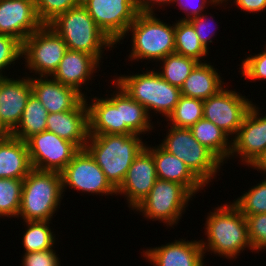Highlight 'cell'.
Returning <instances> with one entry per match:
<instances>
[{
    "label": "cell",
    "mask_w": 266,
    "mask_h": 266,
    "mask_svg": "<svg viewBox=\"0 0 266 266\" xmlns=\"http://www.w3.org/2000/svg\"><path fill=\"white\" fill-rule=\"evenodd\" d=\"M213 1V3L217 6H219L220 4H221V6H222V3H226V4H228V1L231 3V1L232 0H212ZM225 1V2H224ZM234 1V0H233Z\"/></svg>",
    "instance_id": "cell-45"
},
{
    "label": "cell",
    "mask_w": 266,
    "mask_h": 266,
    "mask_svg": "<svg viewBox=\"0 0 266 266\" xmlns=\"http://www.w3.org/2000/svg\"><path fill=\"white\" fill-rule=\"evenodd\" d=\"M38 18L43 24H49L58 15L81 5L83 0H34Z\"/></svg>",
    "instance_id": "cell-35"
},
{
    "label": "cell",
    "mask_w": 266,
    "mask_h": 266,
    "mask_svg": "<svg viewBox=\"0 0 266 266\" xmlns=\"http://www.w3.org/2000/svg\"><path fill=\"white\" fill-rule=\"evenodd\" d=\"M32 169L61 172L80 150L74 143L47 130L26 140Z\"/></svg>",
    "instance_id": "cell-12"
},
{
    "label": "cell",
    "mask_w": 266,
    "mask_h": 266,
    "mask_svg": "<svg viewBox=\"0 0 266 266\" xmlns=\"http://www.w3.org/2000/svg\"><path fill=\"white\" fill-rule=\"evenodd\" d=\"M30 77L32 94L38 98L48 113L72 110L85 98L76 89L63 85L52 77L34 78L32 75Z\"/></svg>",
    "instance_id": "cell-21"
},
{
    "label": "cell",
    "mask_w": 266,
    "mask_h": 266,
    "mask_svg": "<svg viewBox=\"0 0 266 266\" xmlns=\"http://www.w3.org/2000/svg\"><path fill=\"white\" fill-rule=\"evenodd\" d=\"M68 50L64 40L48 24H43L22 44L25 67L39 77H51Z\"/></svg>",
    "instance_id": "cell-9"
},
{
    "label": "cell",
    "mask_w": 266,
    "mask_h": 266,
    "mask_svg": "<svg viewBox=\"0 0 266 266\" xmlns=\"http://www.w3.org/2000/svg\"><path fill=\"white\" fill-rule=\"evenodd\" d=\"M173 3H176L184 14L186 13V17L184 16L181 20H190L201 15L202 12L205 13L204 9L208 4L215 5L212 0H174Z\"/></svg>",
    "instance_id": "cell-41"
},
{
    "label": "cell",
    "mask_w": 266,
    "mask_h": 266,
    "mask_svg": "<svg viewBox=\"0 0 266 266\" xmlns=\"http://www.w3.org/2000/svg\"><path fill=\"white\" fill-rule=\"evenodd\" d=\"M259 109L254 103L248 109L236 136L232 139L229 157L232 159L239 156L241 162L252 169L266 155V114L260 116L262 114Z\"/></svg>",
    "instance_id": "cell-13"
},
{
    "label": "cell",
    "mask_w": 266,
    "mask_h": 266,
    "mask_svg": "<svg viewBox=\"0 0 266 266\" xmlns=\"http://www.w3.org/2000/svg\"><path fill=\"white\" fill-rule=\"evenodd\" d=\"M48 25L64 40L69 50L88 53L99 62H102L103 51L115 46L82 4L58 15Z\"/></svg>",
    "instance_id": "cell-3"
},
{
    "label": "cell",
    "mask_w": 266,
    "mask_h": 266,
    "mask_svg": "<svg viewBox=\"0 0 266 266\" xmlns=\"http://www.w3.org/2000/svg\"><path fill=\"white\" fill-rule=\"evenodd\" d=\"M32 170L26 141L0 137V178L24 179Z\"/></svg>",
    "instance_id": "cell-24"
},
{
    "label": "cell",
    "mask_w": 266,
    "mask_h": 266,
    "mask_svg": "<svg viewBox=\"0 0 266 266\" xmlns=\"http://www.w3.org/2000/svg\"><path fill=\"white\" fill-rule=\"evenodd\" d=\"M60 174L63 192L68 187L81 191L82 194L87 192L86 194H101V196L117 195V190L107 180L102 169L85 148L75 154Z\"/></svg>",
    "instance_id": "cell-10"
},
{
    "label": "cell",
    "mask_w": 266,
    "mask_h": 266,
    "mask_svg": "<svg viewBox=\"0 0 266 266\" xmlns=\"http://www.w3.org/2000/svg\"><path fill=\"white\" fill-rule=\"evenodd\" d=\"M237 91L222 88L216 95L203 101V118L223 130L231 140L236 136L253 102ZM235 134V135H234Z\"/></svg>",
    "instance_id": "cell-14"
},
{
    "label": "cell",
    "mask_w": 266,
    "mask_h": 266,
    "mask_svg": "<svg viewBox=\"0 0 266 266\" xmlns=\"http://www.w3.org/2000/svg\"><path fill=\"white\" fill-rule=\"evenodd\" d=\"M23 179L0 178V217L18 216L21 196H22Z\"/></svg>",
    "instance_id": "cell-33"
},
{
    "label": "cell",
    "mask_w": 266,
    "mask_h": 266,
    "mask_svg": "<svg viewBox=\"0 0 266 266\" xmlns=\"http://www.w3.org/2000/svg\"><path fill=\"white\" fill-rule=\"evenodd\" d=\"M0 77V134H10L21 120L32 94L31 77Z\"/></svg>",
    "instance_id": "cell-15"
},
{
    "label": "cell",
    "mask_w": 266,
    "mask_h": 266,
    "mask_svg": "<svg viewBox=\"0 0 266 266\" xmlns=\"http://www.w3.org/2000/svg\"><path fill=\"white\" fill-rule=\"evenodd\" d=\"M46 130L84 149L89 139V111L84 98L74 109L49 113Z\"/></svg>",
    "instance_id": "cell-18"
},
{
    "label": "cell",
    "mask_w": 266,
    "mask_h": 266,
    "mask_svg": "<svg viewBox=\"0 0 266 266\" xmlns=\"http://www.w3.org/2000/svg\"><path fill=\"white\" fill-rule=\"evenodd\" d=\"M174 0H134L138 13H154V7L168 6L173 4ZM163 4V5H162Z\"/></svg>",
    "instance_id": "cell-43"
},
{
    "label": "cell",
    "mask_w": 266,
    "mask_h": 266,
    "mask_svg": "<svg viewBox=\"0 0 266 266\" xmlns=\"http://www.w3.org/2000/svg\"><path fill=\"white\" fill-rule=\"evenodd\" d=\"M202 118L203 100L181 95L174 111L166 121L174 127L190 128Z\"/></svg>",
    "instance_id": "cell-32"
},
{
    "label": "cell",
    "mask_w": 266,
    "mask_h": 266,
    "mask_svg": "<svg viewBox=\"0 0 266 266\" xmlns=\"http://www.w3.org/2000/svg\"><path fill=\"white\" fill-rule=\"evenodd\" d=\"M145 147L153 155L158 179L179 183L194 196L206 186L181 159L160 145Z\"/></svg>",
    "instance_id": "cell-23"
},
{
    "label": "cell",
    "mask_w": 266,
    "mask_h": 266,
    "mask_svg": "<svg viewBox=\"0 0 266 266\" xmlns=\"http://www.w3.org/2000/svg\"><path fill=\"white\" fill-rule=\"evenodd\" d=\"M53 249L24 253L22 266H60V258Z\"/></svg>",
    "instance_id": "cell-39"
},
{
    "label": "cell",
    "mask_w": 266,
    "mask_h": 266,
    "mask_svg": "<svg viewBox=\"0 0 266 266\" xmlns=\"http://www.w3.org/2000/svg\"><path fill=\"white\" fill-rule=\"evenodd\" d=\"M254 169H256L257 171H260V173H263V174L266 173V155Z\"/></svg>",
    "instance_id": "cell-44"
},
{
    "label": "cell",
    "mask_w": 266,
    "mask_h": 266,
    "mask_svg": "<svg viewBox=\"0 0 266 266\" xmlns=\"http://www.w3.org/2000/svg\"><path fill=\"white\" fill-rule=\"evenodd\" d=\"M20 59L22 44L12 36L0 34V77H6L2 72Z\"/></svg>",
    "instance_id": "cell-36"
},
{
    "label": "cell",
    "mask_w": 266,
    "mask_h": 266,
    "mask_svg": "<svg viewBox=\"0 0 266 266\" xmlns=\"http://www.w3.org/2000/svg\"><path fill=\"white\" fill-rule=\"evenodd\" d=\"M145 72L130 76L120 74L115 76L114 82L145 107L149 115L153 110L152 113L162 114L167 119L179 101L181 90L165 81L155 68Z\"/></svg>",
    "instance_id": "cell-5"
},
{
    "label": "cell",
    "mask_w": 266,
    "mask_h": 266,
    "mask_svg": "<svg viewBox=\"0 0 266 266\" xmlns=\"http://www.w3.org/2000/svg\"><path fill=\"white\" fill-rule=\"evenodd\" d=\"M214 208L205 221L206 242L200 239L204 253L207 251L233 260L244 251L252 250L248 237L246 217L231 202Z\"/></svg>",
    "instance_id": "cell-1"
},
{
    "label": "cell",
    "mask_w": 266,
    "mask_h": 266,
    "mask_svg": "<svg viewBox=\"0 0 266 266\" xmlns=\"http://www.w3.org/2000/svg\"><path fill=\"white\" fill-rule=\"evenodd\" d=\"M141 135H89L85 149L117 190L125 179L134 158L145 147Z\"/></svg>",
    "instance_id": "cell-2"
},
{
    "label": "cell",
    "mask_w": 266,
    "mask_h": 266,
    "mask_svg": "<svg viewBox=\"0 0 266 266\" xmlns=\"http://www.w3.org/2000/svg\"><path fill=\"white\" fill-rule=\"evenodd\" d=\"M193 195L181 184L157 179L145 199L133 209L144 218L158 220L166 226L177 225Z\"/></svg>",
    "instance_id": "cell-8"
},
{
    "label": "cell",
    "mask_w": 266,
    "mask_h": 266,
    "mask_svg": "<svg viewBox=\"0 0 266 266\" xmlns=\"http://www.w3.org/2000/svg\"><path fill=\"white\" fill-rule=\"evenodd\" d=\"M112 83L116 92L113 91L111 97H93L92 103L86 99V103H89L87 106L90 135L121 134L120 86L114 81Z\"/></svg>",
    "instance_id": "cell-22"
},
{
    "label": "cell",
    "mask_w": 266,
    "mask_h": 266,
    "mask_svg": "<svg viewBox=\"0 0 266 266\" xmlns=\"http://www.w3.org/2000/svg\"><path fill=\"white\" fill-rule=\"evenodd\" d=\"M23 223L27 226L22 237L24 253L55 248L54 243L57 238L50 228V221H23Z\"/></svg>",
    "instance_id": "cell-30"
},
{
    "label": "cell",
    "mask_w": 266,
    "mask_h": 266,
    "mask_svg": "<svg viewBox=\"0 0 266 266\" xmlns=\"http://www.w3.org/2000/svg\"><path fill=\"white\" fill-rule=\"evenodd\" d=\"M236 4L240 10L249 13H261L266 10V0H234L232 2Z\"/></svg>",
    "instance_id": "cell-42"
},
{
    "label": "cell",
    "mask_w": 266,
    "mask_h": 266,
    "mask_svg": "<svg viewBox=\"0 0 266 266\" xmlns=\"http://www.w3.org/2000/svg\"><path fill=\"white\" fill-rule=\"evenodd\" d=\"M155 13H139L130 24L127 33H132L130 61H160L175 53V22L166 24ZM164 22V23H163Z\"/></svg>",
    "instance_id": "cell-6"
},
{
    "label": "cell",
    "mask_w": 266,
    "mask_h": 266,
    "mask_svg": "<svg viewBox=\"0 0 266 266\" xmlns=\"http://www.w3.org/2000/svg\"><path fill=\"white\" fill-rule=\"evenodd\" d=\"M248 237L255 252L266 250V214H256L246 217Z\"/></svg>",
    "instance_id": "cell-37"
},
{
    "label": "cell",
    "mask_w": 266,
    "mask_h": 266,
    "mask_svg": "<svg viewBox=\"0 0 266 266\" xmlns=\"http://www.w3.org/2000/svg\"><path fill=\"white\" fill-rule=\"evenodd\" d=\"M264 50L255 55H248L241 61V72L242 77L250 80H265L266 79V46Z\"/></svg>",
    "instance_id": "cell-38"
},
{
    "label": "cell",
    "mask_w": 266,
    "mask_h": 266,
    "mask_svg": "<svg viewBox=\"0 0 266 266\" xmlns=\"http://www.w3.org/2000/svg\"><path fill=\"white\" fill-rule=\"evenodd\" d=\"M162 66L157 73L169 84L181 88L195 66L199 63L197 60L179 55L169 54L159 61Z\"/></svg>",
    "instance_id": "cell-31"
},
{
    "label": "cell",
    "mask_w": 266,
    "mask_h": 266,
    "mask_svg": "<svg viewBox=\"0 0 266 266\" xmlns=\"http://www.w3.org/2000/svg\"><path fill=\"white\" fill-rule=\"evenodd\" d=\"M120 116H121V134L140 135L150 133L153 129L150 115L145 107L132 99L120 87Z\"/></svg>",
    "instance_id": "cell-27"
},
{
    "label": "cell",
    "mask_w": 266,
    "mask_h": 266,
    "mask_svg": "<svg viewBox=\"0 0 266 266\" xmlns=\"http://www.w3.org/2000/svg\"><path fill=\"white\" fill-rule=\"evenodd\" d=\"M175 53L190 57L198 62L208 55L207 50L200 42L192 24L188 20L179 19L175 23ZM202 59V60H201Z\"/></svg>",
    "instance_id": "cell-29"
},
{
    "label": "cell",
    "mask_w": 266,
    "mask_h": 266,
    "mask_svg": "<svg viewBox=\"0 0 266 266\" xmlns=\"http://www.w3.org/2000/svg\"><path fill=\"white\" fill-rule=\"evenodd\" d=\"M62 194V177L59 172L32 169L23 179L17 218L21 217L23 221H51L60 208Z\"/></svg>",
    "instance_id": "cell-4"
},
{
    "label": "cell",
    "mask_w": 266,
    "mask_h": 266,
    "mask_svg": "<svg viewBox=\"0 0 266 266\" xmlns=\"http://www.w3.org/2000/svg\"><path fill=\"white\" fill-rule=\"evenodd\" d=\"M261 181L233 200V204L245 217L266 214V178Z\"/></svg>",
    "instance_id": "cell-34"
},
{
    "label": "cell",
    "mask_w": 266,
    "mask_h": 266,
    "mask_svg": "<svg viewBox=\"0 0 266 266\" xmlns=\"http://www.w3.org/2000/svg\"><path fill=\"white\" fill-rule=\"evenodd\" d=\"M211 62H199L180 88L181 95L206 100L224 88V81Z\"/></svg>",
    "instance_id": "cell-25"
},
{
    "label": "cell",
    "mask_w": 266,
    "mask_h": 266,
    "mask_svg": "<svg viewBox=\"0 0 266 266\" xmlns=\"http://www.w3.org/2000/svg\"><path fill=\"white\" fill-rule=\"evenodd\" d=\"M48 111L38 98L31 94L17 127L10 133L13 137L26 141L32 135L46 130Z\"/></svg>",
    "instance_id": "cell-28"
},
{
    "label": "cell",
    "mask_w": 266,
    "mask_h": 266,
    "mask_svg": "<svg viewBox=\"0 0 266 266\" xmlns=\"http://www.w3.org/2000/svg\"><path fill=\"white\" fill-rule=\"evenodd\" d=\"M42 25L34 0H0V34L23 44Z\"/></svg>",
    "instance_id": "cell-17"
},
{
    "label": "cell",
    "mask_w": 266,
    "mask_h": 266,
    "mask_svg": "<svg viewBox=\"0 0 266 266\" xmlns=\"http://www.w3.org/2000/svg\"><path fill=\"white\" fill-rule=\"evenodd\" d=\"M168 126L169 131L159 145L181 159L205 185L210 184L223 163L194 138L189 128Z\"/></svg>",
    "instance_id": "cell-7"
},
{
    "label": "cell",
    "mask_w": 266,
    "mask_h": 266,
    "mask_svg": "<svg viewBox=\"0 0 266 266\" xmlns=\"http://www.w3.org/2000/svg\"><path fill=\"white\" fill-rule=\"evenodd\" d=\"M180 239L154 248H146L143 257L153 266H206L200 240Z\"/></svg>",
    "instance_id": "cell-19"
},
{
    "label": "cell",
    "mask_w": 266,
    "mask_h": 266,
    "mask_svg": "<svg viewBox=\"0 0 266 266\" xmlns=\"http://www.w3.org/2000/svg\"><path fill=\"white\" fill-rule=\"evenodd\" d=\"M158 179L152 153L144 147L134 158L117 195H124L130 210L136 208L149 194Z\"/></svg>",
    "instance_id": "cell-16"
},
{
    "label": "cell",
    "mask_w": 266,
    "mask_h": 266,
    "mask_svg": "<svg viewBox=\"0 0 266 266\" xmlns=\"http://www.w3.org/2000/svg\"><path fill=\"white\" fill-rule=\"evenodd\" d=\"M99 65H101L100 62L94 56L68 49L51 77L63 85L76 89L88 98L81 88H84L82 86L86 85L87 81L93 80L91 78L95 77L93 75L98 72L96 70L100 67Z\"/></svg>",
    "instance_id": "cell-20"
},
{
    "label": "cell",
    "mask_w": 266,
    "mask_h": 266,
    "mask_svg": "<svg viewBox=\"0 0 266 266\" xmlns=\"http://www.w3.org/2000/svg\"><path fill=\"white\" fill-rule=\"evenodd\" d=\"M189 129L194 138L209 149L223 164L229 160L232 140H229L230 137L218 126L202 118Z\"/></svg>",
    "instance_id": "cell-26"
},
{
    "label": "cell",
    "mask_w": 266,
    "mask_h": 266,
    "mask_svg": "<svg viewBox=\"0 0 266 266\" xmlns=\"http://www.w3.org/2000/svg\"><path fill=\"white\" fill-rule=\"evenodd\" d=\"M82 5L99 29L114 43L127 36L130 24L139 14L134 0H83ZM124 37V38H123Z\"/></svg>",
    "instance_id": "cell-11"
},
{
    "label": "cell",
    "mask_w": 266,
    "mask_h": 266,
    "mask_svg": "<svg viewBox=\"0 0 266 266\" xmlns=\"http://www.w3.org/2000/svg\"><path fill=\"white\" fill-rule=\"evenodd\" d=\"M209 19L210 18H208L207 13H205V14L202 13L201 15H199L197 17H194V18H191L190 20H188L192 24L196 34L198 35V38H199L201 44L207 50L210 49V47L208 45L213 42V40L211 38L212 37L214 38V36H216L214 34V33H216V32H214L215 28L211 27V25H213L211 23V21H214V20H213V18H212L211 21ZM208 29H210L211 31L208 30Z\"/></svg>",
    "instance_id": "cell-40"
}]
</instances>
